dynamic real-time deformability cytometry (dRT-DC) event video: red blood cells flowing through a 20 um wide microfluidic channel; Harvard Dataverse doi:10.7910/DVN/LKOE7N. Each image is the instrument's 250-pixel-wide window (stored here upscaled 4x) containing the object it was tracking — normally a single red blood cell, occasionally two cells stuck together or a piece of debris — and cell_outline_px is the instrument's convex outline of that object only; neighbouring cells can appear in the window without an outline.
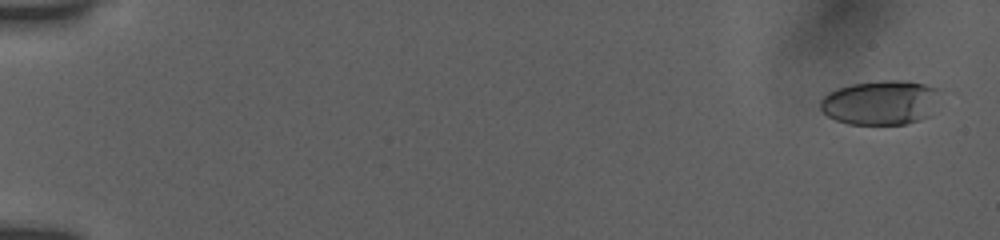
{"species": "human", "species_latin": "Homo sapiens", "temperature_condition": "room temperature", "stored_images_in_passage": 7, "camera_frame_rate_fps": 3000, "um_per_image_px": 0.085, "donor": {"sex": "female"}, "frame": {"image": 1, "passage_image": 1, "time_ms": 0.0, "image_size_px": [1000, 240], "cell_outline_px": [[936, 92], [932, 116], [908, 124], [848, 124], [836, 120], [828, 116], [820, 108], [820, 100], [828, 92], [836, 88], [852, 84], [880, 80], [904, 80], [924, 84], [936, 88]], "centroid_in_image_um": [74.81, 8.72], "position_along_channel_um": 10.2, "area_um2": 30.98}}
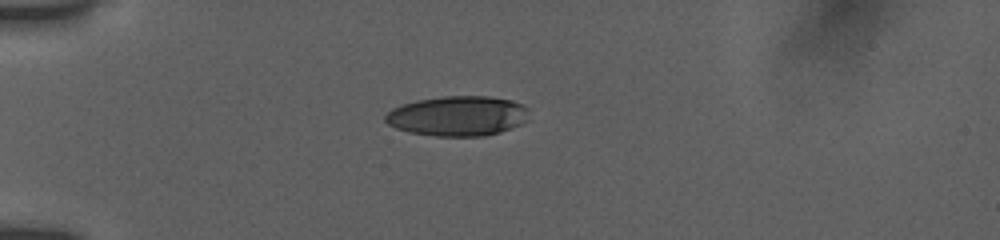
{"frame": {"image": 2, "passage_image": 6, "time_ms": 4.667, "image_size_px": [1000, 240], "cell_outline_px": [[528, 120], [512, 128], [500, 132], [484, 136], [436, 136], [408, 132], [396, 128], [388, 124], [384, 120], [384, 116], [392, 108], [416, 100], [444, 96], [488, 96], [512, 100], [524, 104], [528, 108]], "centroid_in_image_um": [38.92, 9.85], "position_along_channel_um": 46.1, "area_um2": 33.7}}